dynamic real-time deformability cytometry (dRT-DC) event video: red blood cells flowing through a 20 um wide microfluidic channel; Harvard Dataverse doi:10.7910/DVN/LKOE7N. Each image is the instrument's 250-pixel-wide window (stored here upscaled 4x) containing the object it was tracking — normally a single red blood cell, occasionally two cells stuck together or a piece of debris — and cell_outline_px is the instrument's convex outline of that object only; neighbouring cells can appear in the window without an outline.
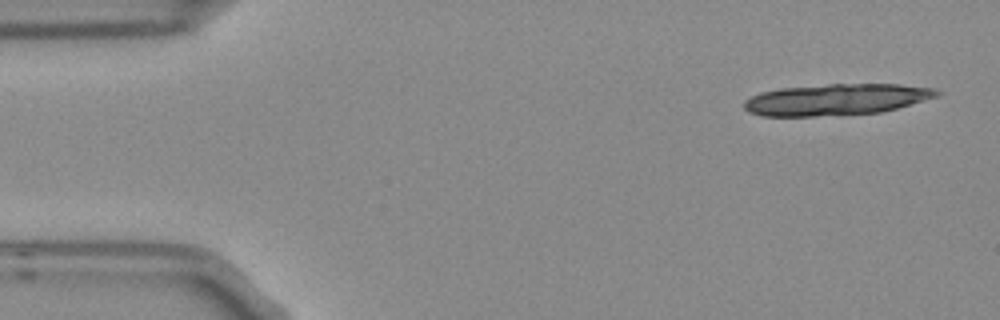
{"species": "Egyptian fruit bat (a non-hibernating species)", "species_latin": "Rousettus aegyptiacus", "temperature_condition": "room temperature", "stored_images_in_passage": 5, "camera_frame_rate_fps": 3000, "um_per_image_px": 0.085, "frame": {"image": 1, "passage_image": 1, "time_ms": 0.0, "image_size_px": [1000, 320], "cell_outline_px": [[940, 92], [936, 96], [896, 108], [880, 112], [816, 116], [760, 116], [748, 112], [744, 108], [744, 100], [760, 92], [780, 88], [828, 84], [900, 84], [932, 88]], "centroid_in_image_um": [71.0, 8.45], "position_along_channel_um": 14.0, "area_um2": 34.91}}